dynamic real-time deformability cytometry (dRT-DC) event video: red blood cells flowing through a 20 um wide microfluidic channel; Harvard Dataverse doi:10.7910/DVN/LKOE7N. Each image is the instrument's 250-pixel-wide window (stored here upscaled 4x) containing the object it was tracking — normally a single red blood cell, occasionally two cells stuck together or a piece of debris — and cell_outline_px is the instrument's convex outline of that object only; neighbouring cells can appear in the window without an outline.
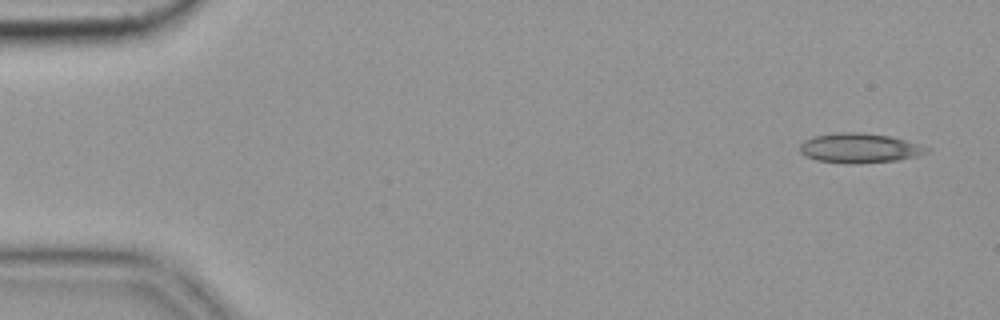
{"species": "common noctule bat (a hibernating species)", "species_latin": "Nyctalus noctula", "temperature_condition": "cold", "stored_images_in_passage": 55, "camera_frame_rate_fps": 3000, "um_per_image_px": 0.085, "animal": {"sex": "female", "body_mass_g": 19.9}, "frame": {"image": 1, "passage_image": 3, "time_ms": 0.667, "image_size_px": [1000, 320], "cell_outline_px": [[928, 152], [920, 156], [900, 160], [848, 164], [816, 160], [804, 156], [800, 152], [800, 144], [804, 140], [812, 136], [836, 132], [860, 132], [892, 136], [908, 140], [928, 148]], "centroid_in_image_um": [73.05, 12.58], "position_along_channel_um": 12.0, "area_um2": 22.25}}
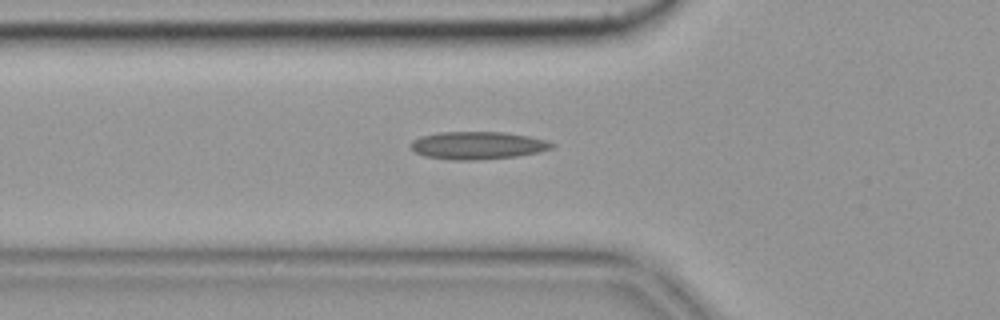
{"frame": {"image": 2, "passage_image": 19, "time_ms": 6.0, "image_size_px": [1000, 320], "cell_outline_px": [[556, 144], [552, 148], [540, 152], [516, 156], [476, 160], [456, 160], [424, 156], [416, 152], [412, 148], [412, 140], [420, 136], [440, 132], [504, 132], [528, 136], [544, 140]], "centroid_in_image_um": [40.61, 12.36], "position_along_channel_um": 85.2, "area_um2": 22.6}}
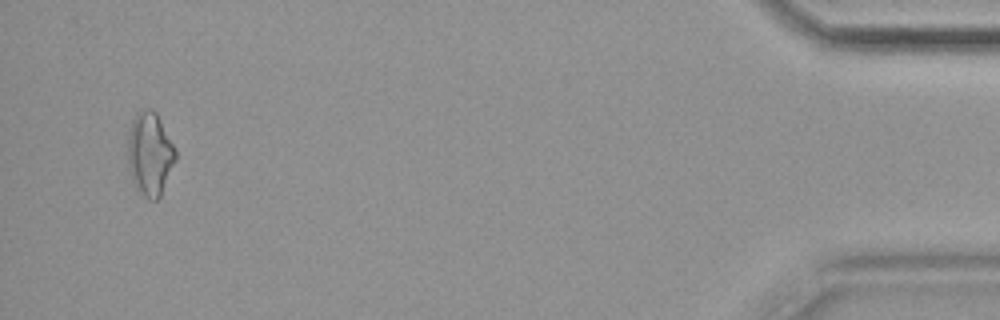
{"frame": {"image": 3, "passage_image": 53, "time_ms": 17.333, "image_size_px": [1000, 320], "cell_outline_px": [[176, 160], [160, 196], [156, 200], [148, 200], [144, 196], [132, 180], [128, 168], [128, 136], [132, 120], [136, 112], [148, 108], [152, 108], [156, 112], [176, 148]], "centroid_in_image_um": [12.75, 13.06], "position_along_channel_um": 422.5, "area_um2": 23.24}, "authors_computed_cell_mechanics": {"area_um2": 21.0392, "velocity_mm_per_s": 3.6462, "shape_relaxation_time_tau1_ms": null, "shape_relaxation_time_tau2_ms": 3.6521, "deformation_change_tau1": null, "deformation_change_tau2": 0.1458}}